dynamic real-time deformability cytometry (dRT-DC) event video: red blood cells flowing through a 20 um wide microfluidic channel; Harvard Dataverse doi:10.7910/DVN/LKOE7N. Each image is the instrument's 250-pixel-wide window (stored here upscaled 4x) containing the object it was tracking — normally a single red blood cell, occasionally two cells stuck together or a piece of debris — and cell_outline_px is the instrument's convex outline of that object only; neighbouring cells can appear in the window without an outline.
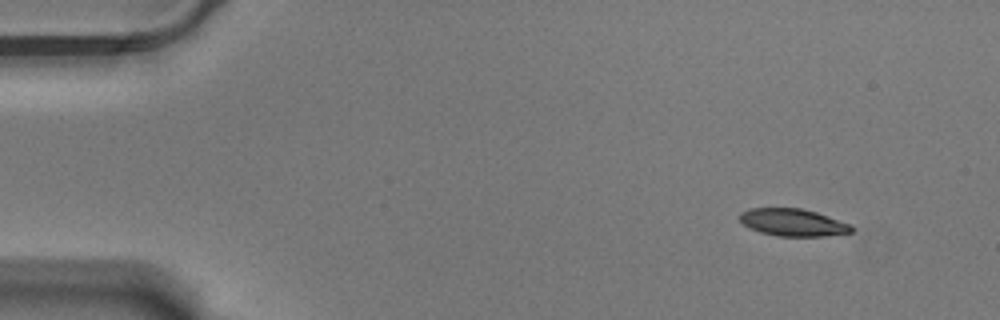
{"species": "Egyptian fruit bat (a non-hibernating species)", "species_latin": "Rousettus aegyptiacus", "temperature_condition": "warm", "stored_images_in_passage": 53, "camera_frame_rate_fps": 3000, "um_per_image_px": 0.085, "animal": {"sex": "male"}, "frame": {"image": 1, "passage_image": 1, "time_ms": 0.0, "image_size_px": [1000, 320], "cell_outline_px": [[852, 232], [824, 236], [780, 236], [760, 232], [748, 228], [740, 220], [740, 212], [748, 208], [800, 208], [816, 212], [852, 224]], "centroid_in_image_um": [67.39, 18.9], "position_along_channel_um": 17.6, "area_um2": 17.8}}
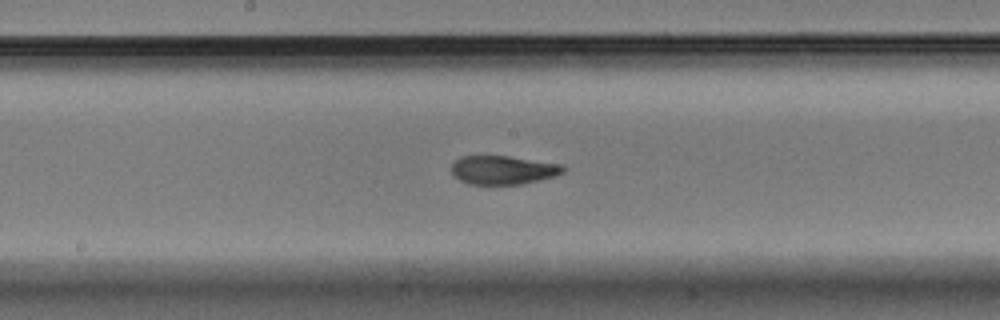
{"frame": {"image": 2, "passage_image": 26, "time_ms": 8.333, "image_size_px": [1000, 320], "cell_outline_px": [[568, 168], [564, 172], [556, 176], [524, 184], [468, 184], [452, 176], [452, 164], [460, 156], [508, 156], [564, 164]], "centroid_in_image_um": [42.81, 14.45], "position_along_channel_um": 205.4, "area_um2": 18.96}}
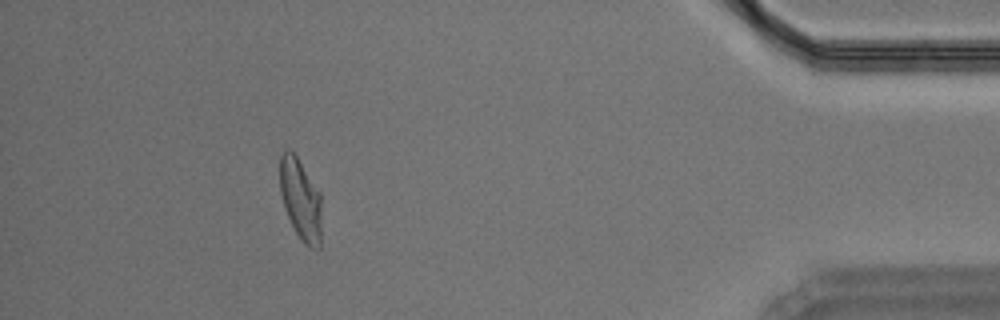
{"frame": {"image": 3, "passage_image": 48, "time_ms": 15.667, "image_size_px": [1000, 320], "cell_outline_px": [[320, 248], [312, 248], [304, 244], [296, 232], [284, 208], [280, 192], [280, 156], [284, 148], [288, 148], [296, 156], [320, 192]], "centroid_in_image_um": [25.53, 16.92], "position_along_channel_um": 409.7, "area_um2": 19.54}, "authors_computed_cell_mechanics": {"area_um2": 19.2474, "velocity_mm_per_s": 3.4968, "shape_relaxation_time_tau1_ms": 5.1106, "shape_relaxation_time_tau2_ms": 1.8631, "deformation_change_tau1": 0.2093, "deformation_change_tau2": 0.067}}